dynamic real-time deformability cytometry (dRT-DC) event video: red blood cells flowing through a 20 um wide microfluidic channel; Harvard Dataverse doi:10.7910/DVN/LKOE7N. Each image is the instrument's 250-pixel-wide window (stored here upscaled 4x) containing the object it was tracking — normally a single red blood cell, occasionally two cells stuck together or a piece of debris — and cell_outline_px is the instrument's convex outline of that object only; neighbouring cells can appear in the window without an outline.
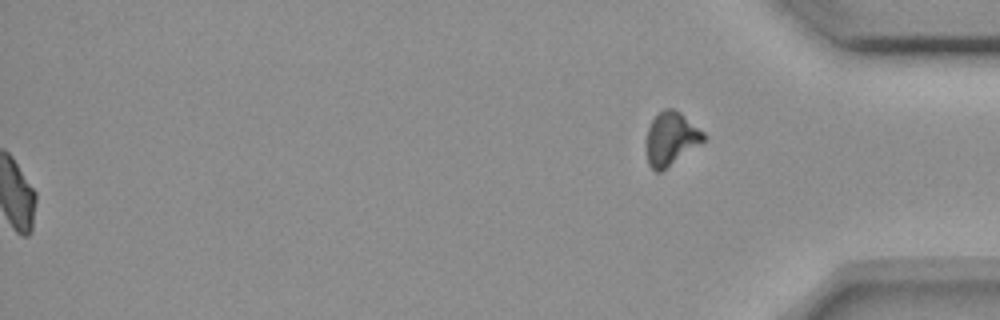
{"species": "common noctule bat (a hibernating species)", "species_latin": "Nyctalus noctula", "temperature_condition": "room temperature", "stored_images_in_passage": 56, "segment_of_instrument_passage": [2, 2], "camera_frame_rate_fps": 3000, "um_per_image_px": 0.085, "animal": {"sex": "female", "body_mass_g": 18.4}, "frame": {"image": 1, "passage_image": 56, "time_ms": 18.333, "image_size_px": [1000, 320], "cell_outline_px": [[708, 136], [704, 140], [660, 172], [656, 172], [648, 164], [648, 128], [656, 112], [664, 108], [672, 108], [680, 112], [704, 132]], "centroid_in_image_um": [57.04, 11.74], "position_along_channel_um": 378.2, "area_um2": 17.34}}